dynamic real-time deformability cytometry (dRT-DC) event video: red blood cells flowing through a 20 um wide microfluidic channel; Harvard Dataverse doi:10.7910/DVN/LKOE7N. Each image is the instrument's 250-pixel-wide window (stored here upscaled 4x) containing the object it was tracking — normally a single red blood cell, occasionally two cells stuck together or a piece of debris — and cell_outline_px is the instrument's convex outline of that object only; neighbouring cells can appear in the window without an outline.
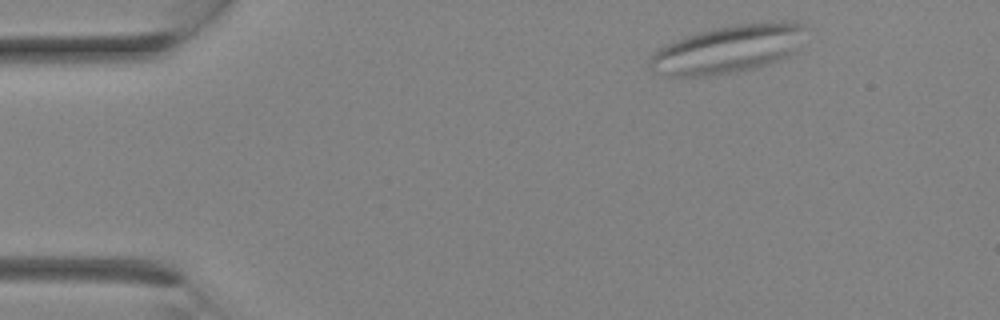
{"species": "Egyptian fruit bat (a non-hibernating species)", "species_latin": "Rousettus aegyptiacus", "temperature_condition": "room temperature", "stored_images_in_passage": 11, "camera_frame_rate_fps": 3000, "um_per_image_px": 0.085, "animal": {"sex": "female"}, "frame": {"image": 1, "passage_image": 1, "time_ms": 0.0, "image_size_px": [1000, 320], "cell_outline_px": [[804, 28], [792, 56], [756, 68], [732, 72], [704, 76], [668, 76], [648, 68], [648, 56], [660, 48], [676, 40], [700, 32], [716, 28], [736, 24], [788, 20], [796, 20], [804, 24]], "centroid_in_image_um": [61.88, 4.17], "position_along_channel_um": 23.1, "area_um2": 43.29}}